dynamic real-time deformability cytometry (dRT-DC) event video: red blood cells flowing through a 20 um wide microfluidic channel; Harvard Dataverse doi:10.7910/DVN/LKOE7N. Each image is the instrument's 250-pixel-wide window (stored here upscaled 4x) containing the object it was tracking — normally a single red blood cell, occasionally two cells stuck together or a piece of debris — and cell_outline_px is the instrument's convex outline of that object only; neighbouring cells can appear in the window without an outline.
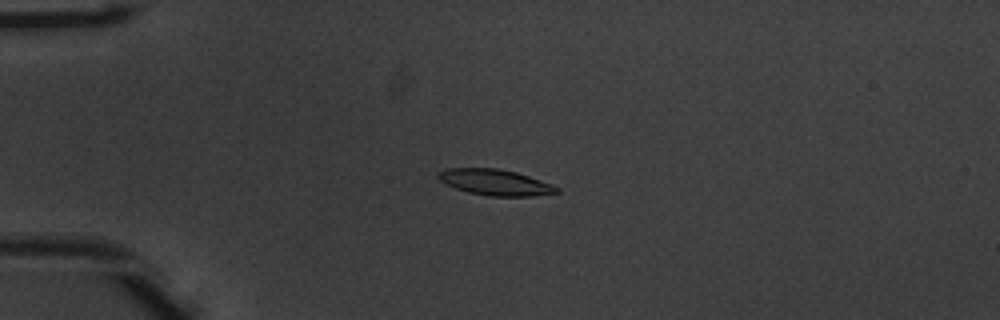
{"species": "common noctule bat (a hibernating species)", "species_latin": "Nyctalus noctula", "temperature_condition": "warm", "stored_images_in_passage": 49, "camera_frame_rate_fps": 3000, "um_per_image_px": 0.085, "animal": {"sex": "male", "body_mass_g": 20.1, "forearm_length_mm": 53.5}, "frame": {"image": 1, "passage_image": 10, "time_ms": 3.0, "image_size_px": [1000, 320], "cell_outline_px": [[560, 192], [532, 196], [488, 196], [468, 192], [444, 184], [436, 176], [440, 172], [448, 168], [496, 168], [516, 172], [552, 184], [560, 188]], "centroid_in_image_um": [42.09, 15.5], "position_along_channel_um": 42.9, "area_um2": 17.86}}
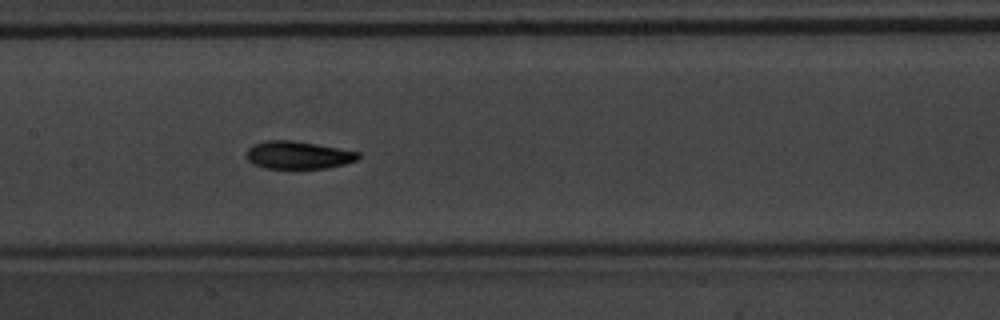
{"frame": {"image": 2, "passage_image": 23, "time_ms": 7.333, "image_size_px": [1000, 320], "cell_outline_px": [[360, 156], [356, 160], [344, 164], [324, 168], [264, 168], [252, 164], [248, 160], [248, 148], [252, 144], [264, 140], [292, 140], [316, 144], [360, 152]], "centroid_in_image_um": [25.31, 13.17], "position_along_channel_um": 182.1, "area_um2": 17.98}}
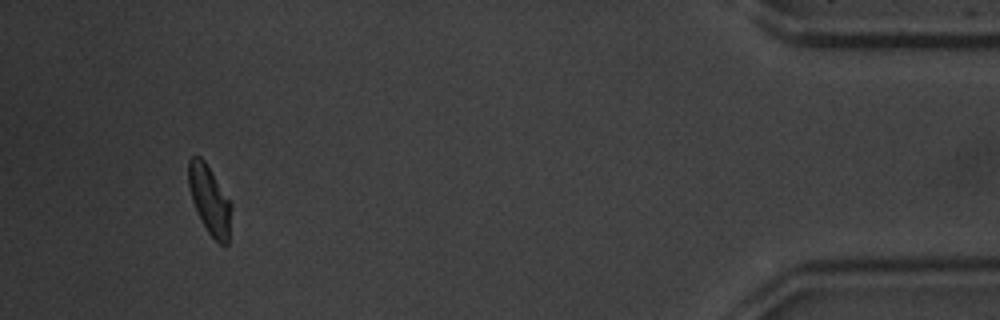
{"frame": {"image": 3, "passage_image": 46, "time_ms": 15.0, "image_size_px": [1000, 320], "cell_outline_px": [[232, 208], [228, 244], [220, 244], [208, 232], [200, 220], [192, 200], [188, 184], [188, 160], [192, 156], [200, 156], [204, 160], [232, 204]], "centroid_in_image_um": [17.81, 17.0], "position_along_channel_um": 417.4, "area_um2": 17.05}, "authors_computed_cell_mechanics": {"area_um2": 17.7446, "velocity_mm_per_s": 3.8981, "shape_relaxation_time_tau1_ms": 2.603, "shape_relaxation_time_tau2_ms": 2.4237, "deformation_change_tau1": 0.1381, "deformation_change_tau2": 0.0767}}